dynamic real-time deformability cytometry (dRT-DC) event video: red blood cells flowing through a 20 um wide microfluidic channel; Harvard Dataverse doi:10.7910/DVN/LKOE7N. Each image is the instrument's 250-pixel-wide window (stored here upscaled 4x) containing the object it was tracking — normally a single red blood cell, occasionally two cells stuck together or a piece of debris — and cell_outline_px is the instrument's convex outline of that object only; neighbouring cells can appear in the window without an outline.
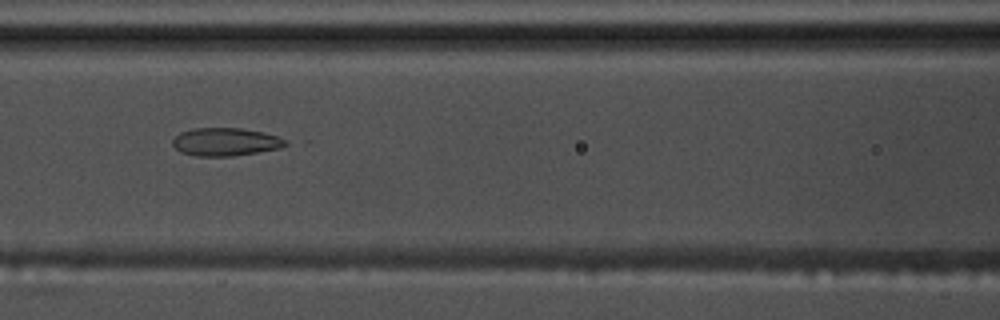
{"species": "common noctule bat (a hibernating species)", "species_latin": "Nyctalus noctula", "temperature_condition": "warm", "stored_images_in_passage": 42, "camera_frame_rate_fps": 3000, "um_per_image_px": 0.085, "animal": {"sex": "male", "body_mass_g": 17.5, "forearm_length_mm": 52.3}, "frame": {"image": 1, "passage_image": 14, "time_ms": 4.333, "image_size_px": [1000, 320], "cell_outline_px": [[288, 144], [280, 148], [232, 156], [196, 156], [180, 152], [172, 144], [172, 140], [180, 132], [192, 128], [240, 128], [264, 132], [288, 140]], "centroid_in_image_um": [19.16, 12.05], "position_along_channel_um": 147.4, "area_um2": 18.44}}
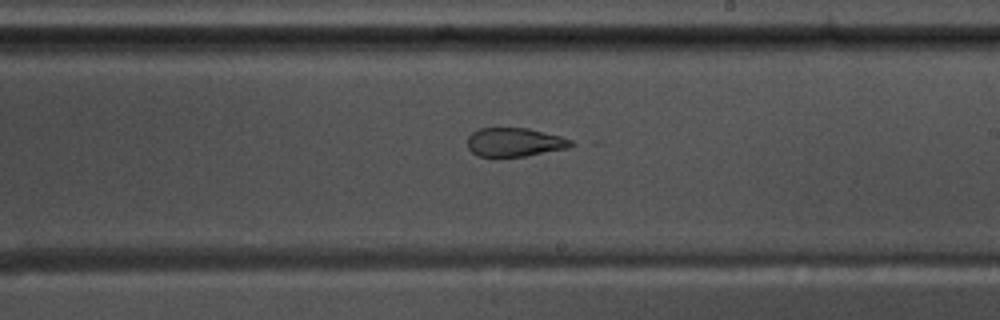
{"frame": {"image": 2, "passage_image": 22, "time_ms": 7.0, "image_size_px": [1000, 320], "cell_outline_px": [[576, 144], [568, 148], [524, 156], [476, 156], [468, 148], [468, 136], [472, 132], [480, 128], [528, 128], [560, 136], [572, 140]], "centroid_in_image_um": [43.74, 12.08], "position_along_channel_um": 245.3, "area_um2": 17.28}}
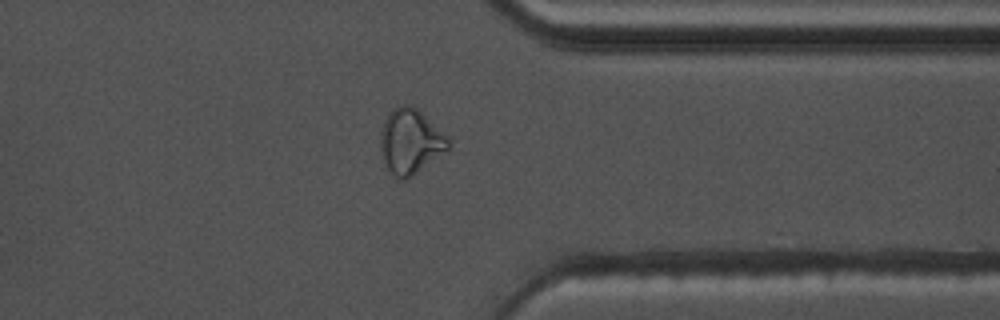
{"frame": {"image": 3, "passage_image": 33, "time_ms": 10.667, "image_size_px": [1000, 320], "cell_outline_px": [[452, 140], [448, 152], [412, 176], [404, 180], [396, 180], [388, 168], [384, 160], [380, 148], [380, 132], [384, 120], [396, 108], [404, 104], [412, 104], [448, 136]], "centroid_in_image_um": [34.93, 12.06], "position_along_channel_um": 376.5, "area_um2": 25.95}}